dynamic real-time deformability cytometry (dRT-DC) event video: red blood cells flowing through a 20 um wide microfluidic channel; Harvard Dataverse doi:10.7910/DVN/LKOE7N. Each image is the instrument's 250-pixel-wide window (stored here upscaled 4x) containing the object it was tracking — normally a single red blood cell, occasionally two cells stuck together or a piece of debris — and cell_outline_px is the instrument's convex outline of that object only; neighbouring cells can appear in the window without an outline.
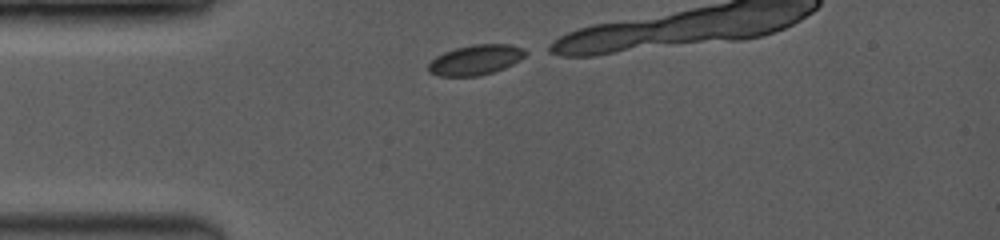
{"species": "common noctule bat (a hibernating species)", "species_latin": "Nyctalus noctula", "temperature_condition": "room temperature", "stored_images_in_passage": 8, "camera_frame_rate_fps": 3500, "um_per_image_px": 0.085, "animal": {"sex": "female", "body_mass_g": 19.0, "forearm_length_mm": 53.3}, "frame": {"image": 1, "passage_image": 1, "time_ms": 0.0, "image_size_px": [1000, 240], "cell_outline_px": [[532, 52], [520, 60], [504, 68], [480, 76], [440, 76], [432, 72], [428, 68], [428, 64], [436, 56], [444, 52], [456, 48], [472, 44], [508, 44], [524, 48]], "centroid_in_image_um": [40.5, 5.07], "position_along_channel_um": 44.5, "area_um2": 17.11}}